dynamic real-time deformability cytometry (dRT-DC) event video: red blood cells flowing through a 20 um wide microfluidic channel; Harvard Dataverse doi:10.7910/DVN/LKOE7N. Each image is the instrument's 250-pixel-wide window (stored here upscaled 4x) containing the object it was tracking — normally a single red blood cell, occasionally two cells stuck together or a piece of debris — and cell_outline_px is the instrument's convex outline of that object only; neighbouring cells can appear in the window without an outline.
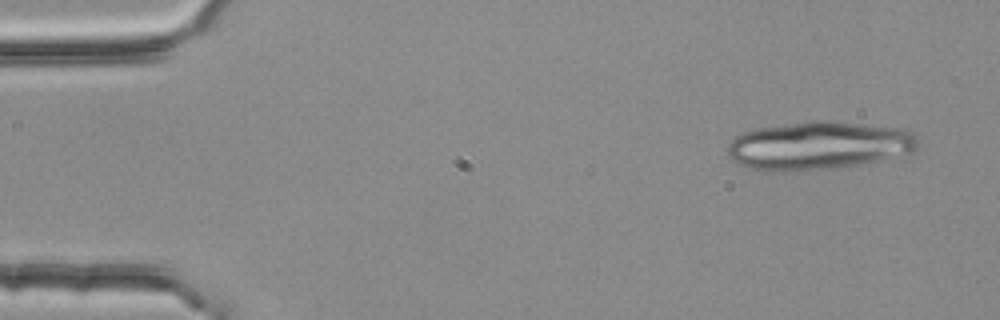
{"species": "common noctule bat (a hibernating species)", "species_latin": "Nyctalus noctula", "temperature_condition": "room temperature", "stored_images_in_passage": 4, "camera_frame_rate_fps": 3000, "um_per_image_px": 0.085, "animal": {"sex": "female", "body_mass_g": 25.1}, "frame": {"image": 1, "passage_image": 1, "time_ms": 0.0, "image_size_px": [1000, 320], "cell_outline_px": [[916, 148], [912, 152], [880, 160], [860, 164], [832, 168], [788, 172], [772, 172], [740, 164], [732, 160], [728, 152], [728, 144], [736, 136], [744, 132], [760, 128], [812, 120], [828, 120], [908, 128], [916, 132]], "centroid_in_image_um": [69.64, 12.36], "position_along_channel_um": 15.4, "area_um2": 53.52}}